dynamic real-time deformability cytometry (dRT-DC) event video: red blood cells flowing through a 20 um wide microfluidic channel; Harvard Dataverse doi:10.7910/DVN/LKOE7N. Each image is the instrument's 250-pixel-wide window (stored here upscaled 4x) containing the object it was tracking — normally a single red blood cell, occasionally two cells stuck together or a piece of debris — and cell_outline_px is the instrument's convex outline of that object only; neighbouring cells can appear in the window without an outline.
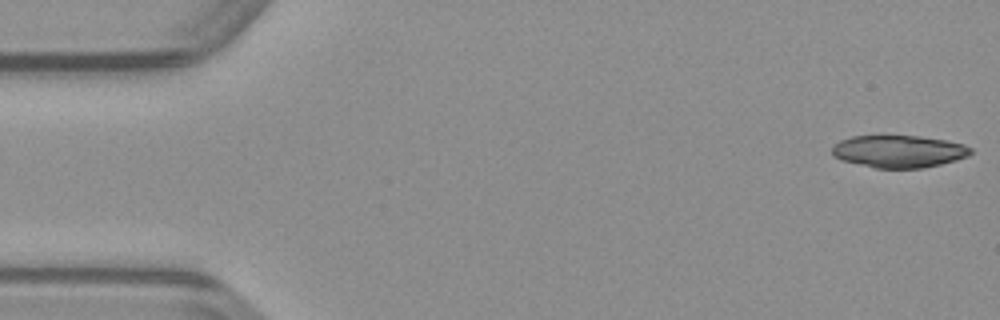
{"species": "common noctule bat (a hibernating species)", "species_latin": "Nyctalus noctula", "temperature_condition": "warm", "stored_images_in_passage": 16, "camera_frame_rate_fps": 3000, "um_per_image_px": 0.085, "animal": {"sex": "male", "body_mass_g": 23.1, "forearm_length_mm": 52.7}, "frame": {"image": 1, "passage_image": 1, "time_ms": 0.0, "image_size_px": [1000, 320], "cell_outline_px": [[972, 152], [968, 156], [956, 160], [924, 168], [876, 168], [840, 160], [832, 156], [832, 144], [840, 140], [852, 136], [880, 132], [884, 132], [920, 136], [948, 140], [964, 144], [972, 148]], "centroid_in_image_um": [76.34, 12.81], "position_along_channel_um": 8.7, "area_um2": 27.4}}